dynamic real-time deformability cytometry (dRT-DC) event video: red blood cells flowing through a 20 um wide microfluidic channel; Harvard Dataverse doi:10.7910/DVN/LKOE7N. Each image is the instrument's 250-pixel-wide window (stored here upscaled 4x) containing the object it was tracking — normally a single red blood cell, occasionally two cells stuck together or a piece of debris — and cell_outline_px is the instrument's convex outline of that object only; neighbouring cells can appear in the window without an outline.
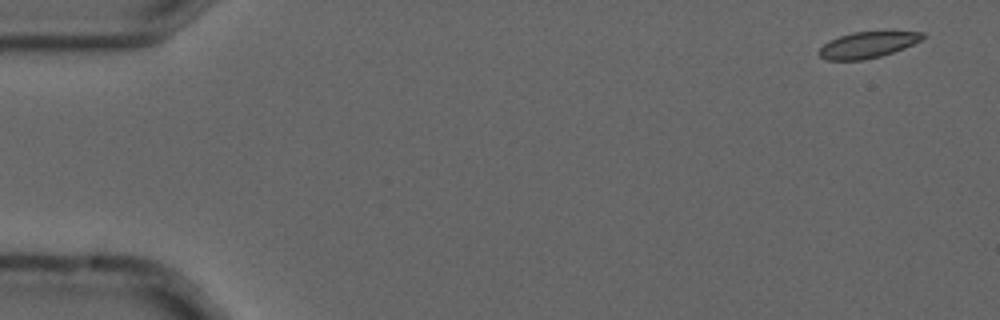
{"species": "common noctule bat (a hibernating species)", "species_latin": "Nyctalus noctula", "temperature_condition": "cold", "stored_images_in_passage": 5, "camera_frame_rate_fps": 3000, "um_per_image_px": 0.085, "animal": {"sex": "male", "forearm_length_mm": 52.5}, "frame": {"image": 1, "passage_image": 1, "time_ms": 0.0, "image_size_px": [1000, 320], "cell_outline_px": [[928, 36], [904, 48], [880, 56], [864, 60], [828, 60], [820, 56], [816, 52], [828, 40], [852, 32], [924, 32]], "centroid_in_image_um": [73.72, 3.81], "position_along_channel_um": 11.3, "area_um2": 15.66}}